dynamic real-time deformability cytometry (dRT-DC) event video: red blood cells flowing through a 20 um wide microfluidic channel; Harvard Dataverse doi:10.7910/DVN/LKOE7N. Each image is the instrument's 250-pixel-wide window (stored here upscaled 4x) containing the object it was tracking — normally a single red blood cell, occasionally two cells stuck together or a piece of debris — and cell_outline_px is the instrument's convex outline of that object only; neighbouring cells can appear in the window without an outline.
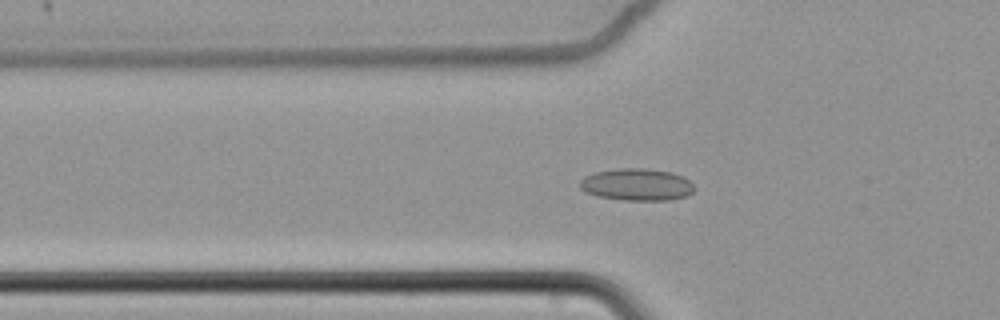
{"species": "common noctule bat (a hibernating species)", "species_latin": "Nyctalus noctula", "temperature_condition": "cold", "stored_images_in_passage": 65, "camera_frame_rate_fps": 3000, "um_per_image_px": 0.085, "animal": {"sex": "female", "body_mass_g": 22.7, "forearm_length_mm": 54.2}, "frame": {"image": 1, "passage_image": 25, "time_ms": 8.0, "image_size_px": [1000, 320], "cell_outline_px": [[696, 188], [688, 196], [668, 200], [624, 200], [596, 196], [584, 192], [580, 188], [580, 180], [584, 176], [596, 172], [616, 168], [644, 168], [672, 172], [684, 176]], "centroid_in_image_um": [54.13, 15.69], "position_along_channel_um": 71.7, "area_um2": 21.62}}
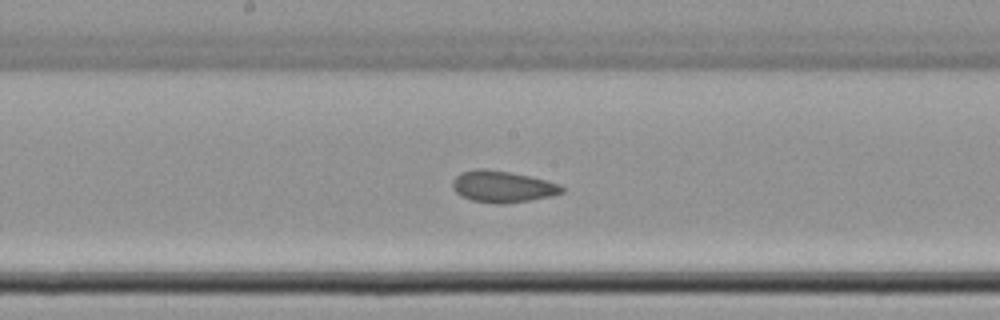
{"frame": {"image": 2, "passage_image": 37, "time_ms": 12.0, "image_size_px": [1000, 320], "cell_outline_px": [[564, 192], [552, 196], [504, 204], [496, 204], [472, 200], [460, 196], [452, 188], [452, 180], [460, 172], [476, 168], [484, 168], [508, 172], [528, 176], [560, 184], [564, 188]], "centroid_in_image_um": [42.67, 15.86], "position_along_channel_um": 205.5, "area_um2": 20.11}}
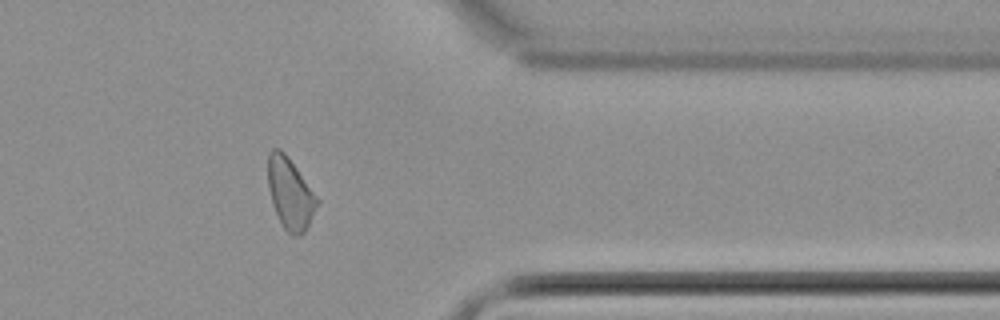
{"frame": {"image": 3, "passage_image": 54, "time_ms": 17.667, "image_size_px": [1000, 320], "cell_outline_px": [[320, 200], [304, 232], [300, 236], [292, 236], [284, 228], [272, 204], [268, 188], [268, 152], [272, 148], [280, 148], [288, 156]], "centroid_in_image_um": [24.65, 16.42], "position_along_channel_um": 386.7, "area_um2": 20.35}, "authors_computed_cell_mechanics": {"area_um2": 20.8658, "velocity_mm_per_s": 3.4003, "shape_relaxation_time_tau1_ms": null, "shape_relaxation_time_tau2_ms": 3.342, "deformation_change_tau1": null, "deformation_change_tau2": 0.079}}